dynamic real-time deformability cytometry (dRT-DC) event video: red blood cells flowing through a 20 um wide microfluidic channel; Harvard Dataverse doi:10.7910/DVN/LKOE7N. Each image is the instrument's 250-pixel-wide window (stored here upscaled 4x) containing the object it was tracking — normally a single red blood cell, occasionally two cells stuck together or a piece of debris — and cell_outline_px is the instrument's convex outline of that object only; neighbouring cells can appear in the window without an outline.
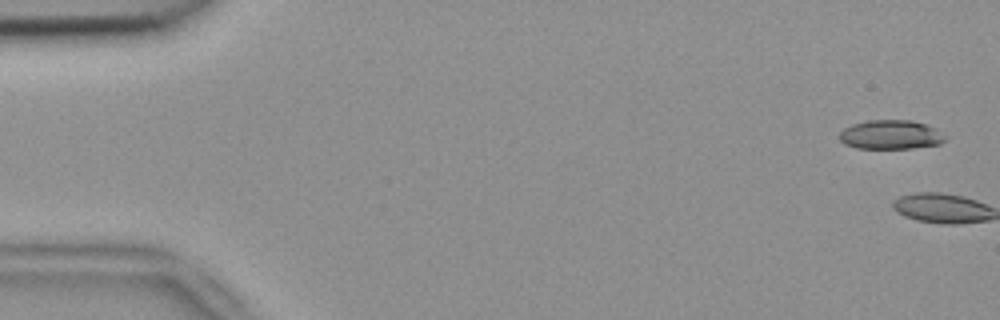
{"species": "common noctule bat (a hibernating species)", "species_latin": "Nyctalus noctula", "temperature_condition": "room temperature", "stored_images_in_passage": 3, "camera_frame_rate_fps": 3000, "um_per_image_px": 0.085, "animal": {"sex": "female", "body_mass_g": 18.4}, "frame": {"image": 1, "passage_image": 2, "time_ms": 0.333, "image_size_px": [1000, 320], "cell_outline_px": [[948, 136], [940, 144], [912, 148], [856, 148], [844, 144], [836, 136], [844, 128], [852, 124], [868, 120], [912, 120], [928, 124], [936, 128]], "centroid_in_image_um": [75.72, 11.44], "position_along_channel_um": 9.3, "area_um2": 18.26}}